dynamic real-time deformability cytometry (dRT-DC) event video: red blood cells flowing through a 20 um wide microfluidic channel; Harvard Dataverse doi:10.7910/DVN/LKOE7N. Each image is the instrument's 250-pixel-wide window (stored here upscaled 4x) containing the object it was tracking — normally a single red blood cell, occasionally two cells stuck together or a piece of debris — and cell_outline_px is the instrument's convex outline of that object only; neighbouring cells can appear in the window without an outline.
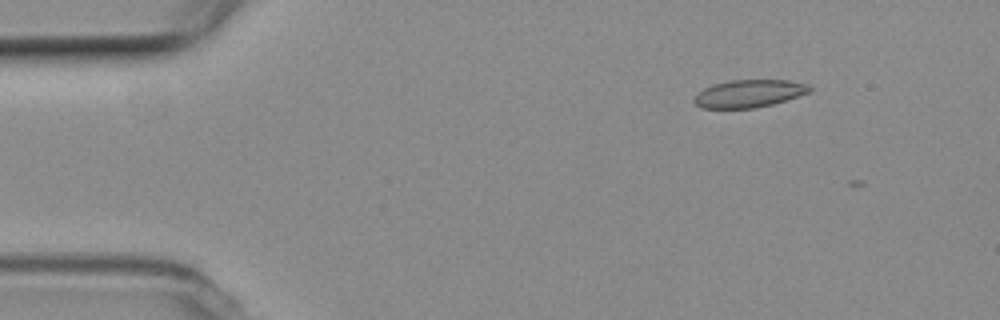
{"species": "common noctule bat (a hibernating species)", "species_latin": "Nyctalus noctula", "temperature_condition": "room temperature", "stored_images_in_passage": 4, "camera_frame_rate_fps": 3000, "um_per_image_px": 0.085, "animal": {"sex": "female", "body_mass_g": 19.3, "forearm_length_mm": 54.1}, "frame": {"image": 1, "passage_image": 1, "time_ms": 0.0, "image_size_px": [1000, 320], "cell_outline_px": [[812, 92], [772, 104], [756, 108], [700, 108], [692, 100], [692, 96], [696, 92], [712, 84], [728, 80], [788, 80], [808, 84], [812, 88]], "centroid_in_image_um": [63.63, 7.95], "position_along_channel_um": 21.4, "area_um2": 18.9}}